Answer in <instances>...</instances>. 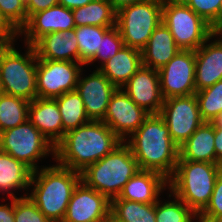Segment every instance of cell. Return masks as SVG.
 I'll use <instances>...</instances> for the list:
<instances>
[{"label": "cell", "instance_id": "6da1fadb", "mask_svg": "<svg viewBox=\"0 0 222 222\" xmlns=\"http://www.w3.org/2000/svg\"><path fill=\"white\" fill-rule=\"evenodd\" d=\"M123 141L103 121L79 126L64 134L55 145L57 164L82 172L113 151Z\"/></svg>", "mask_w": 222, "mask_h": 222}, {"label": "cell", "instance_id": "7a4b0ae2", "mask_svg": "<svg viewBox=\"0 0 222 222\" xmlns=\"http://www.w3.org/2000/svg\"><path fill=\"white\" fill-rule=\"evenodd\" d=\"M126 142L140 170L154 171L170 179L179 159V147L170 137L160 114H150Z\"/></svg>", "mask_w": 222, "mask_h": 222}, {"label": "cell", "instance_id": "3957f363", "mask_svg": "<svg viewBox=\"0 0 222 222\" xmlns=\"http://www.w3.org/2000/svg\"><path fill=\"white\" fill-rule=\"evenodd\" d=\"M40 169L32 172L28 196L51 222H62L81 172L59 164Z\"/></svg>", "mask_w": 222, "mask_h": 222}, {"label": "cell", "instance_id": "277c9868", "mask_svg": "<svg viewBox=\"0 0 222 222\" xmlns=\"http://www.w3.org/2000/svg\"><path fill=\"white\" fill-rule=\"evenodd\" d=\"M139 170L130 146L123 141L102 159L88 165L81 172V181L111 201Z\"/></svg>", "mask_w": 222, "mask_h": 222}, {"label": "cell", "instance_id": "5b68a950", "mask_svg": "<svg viewBox=\"0 0 222 222\" xmlns=\"http://www.w3.org/2000/svg\"><path fill=\"white\" fill-rule=\"evenodd\" d=\"M222 165L178 160L168 188L199 215L209 204Z\"/></svg>", "mask_w": 222, "mask_h": 222}, {"label": "cell", "instance_id": "8992f818", "mask_svg": "<svg viewBox=\"0 0 222 222\" xmlns=\"http://www.w3.org/2000/svg\"><path fill=\"white\" fill-rule=\"evenodd\" d=\"M14 44L0 47V83L2 92L29 102L37 98V55L32 45L25 54Z\"/></svg>", "mask_w": 222, "mask_h": 222}, {"label": "cell", "instance_id": "52a82bcc", "mask_svg": "<svg viewBox=\"0 0 222 222\" xmlns=\"http://www.w3.org/2000/svg\"><path fill=\"white\" fill-rule=\"evenodd\" d=\"M164 0H143L116 12L118 28L124 46L142 50L154 30L162 23Z\"/></svg>", "mask_w": 222, "mask_h": 222}, {"label": "cell", "instance_id": "ba28073f", "mask_svg": "<svg viewBox=\"0 0 222 222\" xmlns=\"http://www.w3.org/2000/svg\"><path fill=\"white\" fill-rule=\"evenodd\" d=\"M162 23L166 25L180 50L195 51L214 34V28L186 4L164 0Z\"/></svg>", "mask_w": 222, "mask_h": 222}, {"label": "cell", "instance_id": "9c48e42d", "mask_svg": "<svg viewBox=\"0 0 222 222\" xmlns=\"http://www.w3.org/2000/svg\"><path fill=\"white\" fill-rule=\"evenodd\" d=\"M0 150L23 162L32 171L39 170L36 161L55 155V146L29 120L0 132Z\"/></svg>", "mask_w": 222, "mask_h": 222}, {"label": "cell", "instance_id": "30bf717a", "mask_svg": "<svg viewBox=\"0 0 222 222\" xmlns=\"http://www.w3.org/2000/svg\"><path fill=\"white\" fill-rule=\"evenodd\" d=\"M160 115L169 129L171 139L178 147L204 122L195 94L165 99Z\"/></svg>", "mask_w": 222, "mask_h": 222}, {"label": "cell", "instance_id": "8fae6325", "mask_svg": "<svg viewBox=\"0 0 222 222\" xmlns=\"http://www.w3.org/2000/svg\"><path fill=\"white\" fill-rule=\"evenodd\" d=\"M82 63L39 60L37 63V98H51L76 90Z\"/></svg>", "mask_w": 222, "mask_h": 222}, {"label": "cell", "instance_id": "7c38bea8", "mask_svg": "<svg viewBox=\"0 0 222 222\" xmlns=\"http://www.w3.org/2000/svg\"><path fill=\"white\" fill-rule=\"evenodd\" d=\"M195 63V51L181 50L158 70L164 99L196 93Z\"/></svg>", "mask_w": 222, "mask_h": 222}, {"label": "cell", "instance_id": "4fadbf2b", "mask_svg": "<svg viewBox=\"0 0 222 222\" xmlns=\"http://www.w3.org/2000/svg\"><path fill=\"white\" fill-rule=\"evenodd\" d=\"M149 115L150 113L139 107L121 88H118L110 99L102 121L126 142V136L130 138Z\"/></svg>", "mask_w": 222, "mask_h": 222}, {"label": "cell", "instance_id": "5bb4252c", "mask_svg": "<svg viewBox=\"0 0 222 222\" xmlns=\"http://www.w3.org/2000/svg\"><path fill=\"white\" fill-rule=\"evenodd\" d=\"M111 201L80 181L73 191L62 222H96L108 219Z\"/></svg>", "mask_w": 222, "mask_h": 222}, {"label": "cell", "instance_id": "9a60e30c", "mask_svg": "<svg viewBox=\"0 0 222 222\" xmlns=\"http://www.w3.org/2000/svg\"><path fill=\"white\" fill-rule=\"evenodd\" d=\"M81 77L79 75L76 90L84 102L86 114L90 120L102 121L118 88L98 68L89 76Z\"/></svg>", "mask_w": 222, "mask_h": 222}, {"label": "cell", "instance_id": "2e32d148", "mask_svg": "<svg viewBox=\"0 0 222 222\" xmlns=\"http://www.w3.org/2000/svg\"><path fill=\"white\" fill-rule=\"evenodd\" d=\"M121 89L150 114H160L162 95L158 70L142 66Z\"/></svg>", "mask_w": 222, "mask_h": 222}, {"label": "cell", "instance_id": "e0dca14e", "mask_svg": "<svg viewBox=\"0 0 222 222\" xmlns=\"http://www.w3.org/2000/svg\"><path fill=\"white\" fill-rule=\"evenodd\" d=\"M75 27L72 9L58 4L33 14L19 33L25 34L26 45H33L45 34L73 30Z\"/></svg>", "mask_w": 222, "mask_h": 222}, {"label": "cell", "instance_id": "ac0fdd59", "mask_svg": "<svg viewBox=\"0 0 222 222\" xmlns=\"http://www.w3.org/2000/svg\"><path fill=\"white\" fill-rule=\"evenodd\" d=\"M217 36L215 33L205 43L195 50V87L196 92L211 87L222 80V39H210Z\"/></svg>", "mask_w": 222, "mask_h": 222}, {"label": "cell", "instance_id": "d6986e66", "mask_svg": "<svg viewBox=\"0 0 222 222\" xmlns=\"http://www.w3.org/2000/svg\"><path fill=\"white\" fill-rule=\"evenodd\" d=\"M39 60L79 62V49L73 30L45 34L33 45Z\"/></svg>", "mask_w": 222, "mask_h": 222}, {"label": "cell", "instance_id": "ffe728a7", "mask_svg": "<svg viewBox=\"0 0 222 222\" xmlns=\"http://www.w3.org/2000/svg\"><path fill=\"white\" fill-rule=\"evenodd\" d=\"M28 120L54 146L63 138L62 116L56 99L35 98L29 104Z\"/></svg>", "mask_w": 222, "mask_h": 222}, {"label": "cell", "instance_id": "44dd1931", "mask_svg": "<svg viewBox=\"0 0 222 222\" xmlns=\"http://www.w3.org/2000/svg\"><path fill=\"white\" fill-rule=\"evenodd\" d=\"M166 186H168V179L160 173L139 170L125 184L118 197L139 203H156L159 199L160 192L165 190Z\"/></svg>", "mask_w": 222, "mask_h": 222}, {"label": "cell", "instance_id": "7402d4cb", "mask_svg": "<svg viewBox=\"0 0 222 222\" xmlns=\"http://www.w3.org/2000/svg\"><path fill=\"white\" fill-rule=\"evenodd\" d=\"M170 29L161 23L151 34L146 46L141 50L142 64L160 70L180 52Z\"/></svg>", "mask_w": 222, "mask_h": 222}, {"label": "cell", "instance_id": "603a6c76", "mask_svg": "<svg viewBox=\"0 0 222 222\" xmlns=\"http://www.w3.org/2000/svg\"><path fill=\"white\" fill-rule=\"evenodd\" d=\"M214 137V123L203 122L179 147L178 160L216 163Z\"/></svg>", "mask_w": 222, "mask_h": 222}, {"label": "cell", "instance_id": "cb8c5ba5", "mask_svg": "<svg viewBox=\"0 0 222 222\" xmlns=\"http://www.w3.org/2000/svg\"><path fill=\"white\" fill-rule=\"evenodd\" d=\"M143 66L141 51L124 46L114 57L99 66V70L117 88L123 87Z\"/></svg>", "mask_w": 222, "mask_h": 222}, {"label": "cell", "instance_id": "d4e9b609", "mask_svg": "<svg viewBox=\"0 0 222 222\" xmlns=\"http://www.w3.org/2000/svg\"><path fill=\"white\" fill-rule=\"evenodd\" d=\"M74 23L80 26H116V11L108 0H95L72 9Z\"/></svg>", "mask_w": 222, "mask_h": 222}, {"label": "cell", "instance_id": "484cf974", "mask_svg": "<svg viewBox=\"0 0 222 222\" xmlns=\"http://www.w3.org/2000/svg\"><path fill=\"white\" fill-rule=\"evenodd\" d=\"M32 170L23 162L0 150V190H26L30 186Z\"/></svg>", "mask_w": 222, "mask_h": 222}, {"label": "cell", "instance_id": "4316f807", "mask_svg": "<svg viewBox=\"0 0 222 222\" xmlns=\"http://www.w3.org/2000/svg\"><path fill=\"white\" fill-rule=\"evenodd\" d=\"M55 99L62 116L63 137L65 133L91 121L77 90L66 92Z\"/></svg>", "mask_w": 222, "mask_h": 222}, {"label": "cell", "instance_id": "83f0119b", "mask_svg": "<svg viewBox=\"0 0 222 222\" xmlns=\"http://www.w3.org/2000/svg\"><path fill=\"white\" fill-rule=\"evenodd\" d=\"M110 214L120 222H156L155 203H139L116 197L111 200Z\"/></svg>", "mask_w": 222, "mask_h": 222}, {"label": "cell", "instance_id": "f1b7e54d", "mask_svg": "<svg viewBox=\"0 0 222 222\" xmlns=\"http://www.w3.org/2000/svg\"><path fill=\"white\" fill-rule=\"evenodd\" d=\"M29 104L24 98L0 94V132L25 123Z\"/></svg>", "mask_w": 222, "mask_h": 222}, {"label": "cell", "instance_id": "f546056e", "mask_svg": "<svg viewBox=\"0 0 222 222\" xmlns=\"http://www.w3.org/2000/svg\"><path fill=\"white\" fill-rule=\"evenodd\" d=\"M112 27L99 26H80L75 27L78 49H79V63L88 65V62L100 50L101 40L104 34Z\"/></svg>", "mask_w": 222, "mask_h": 222}, {"label": "cell", "instance_id": "4dcf8cb0", "mask_svg": "<svg viewBox=\"0 0 222 222\" xmlns=\"http://www.w3.org/2000/svg\"><path fill=\"white\" fill-rule=\"evenodd\" d=\"M175 197V200L160 204L158 200L155 203L156 222H193L198 215L190 209L179 197L172 192L169 197ZM193 218V219H192Z\"/></svg>", "mask_w": 222, "mask_h": 222}, {"label": "cell", "instance_id": "1f68e13d", "mask_svg": "<svg viewBox=\"0 0 222 222\" xmlns=\"http://www.w3.org/2000/svg\"><path fill=\"white\" fill-rule=\"evenodd\" d=\"M201 118L213 122L222 113V80L195 93Z\"/></svg>", "mask_w": 222, "mask_h": 222}, {"label": "cell", "instance_id": "d6a6232c", "mask_svg": "<svg viewBox=\"0 0 222 222\" xmlns=\"http://www.w3.org/2000/svg\"><path fill=\"white\" fill-rule=\"evenodd\" d=\"M9 198L14 197V220L15 222H51L25 194L20 198L13 192H8Z\"/></svg>", "mask_w": 222, "mask_h": 222}, {"label": "cell", "instance_id": "836d02e7", "mask_svg": "<svg viewBox=\"0 0 222 222\" xmlns=\"http://www.w3.org/2000/svg\"><path fill=\"white\" fill-rule=\"evenodd\" d=\"M124 42L122 36L116 26L110 28L103 36L100 44V50L96 52V55L88 62L101 61V66L105 64L108 59L114 57L122 48Z\"/></svg>", "mask_w": 222, "mask_h": 222}, {"label": "cell", "instance_id": "e575fe53", "mask_svg": "<svg viewBox=\"0 0 222 222\" xmlns=\"http://www.w3.org/2000/svg\"><path fill=\"white\" fill-rule=\"evenodd\" d=\"M186 5L214 29L222 21V0H190Z\"/></svg>", "mask_w": 222, "mask_h": 222}, {"label": "cell", "instance_id": "d590c367", "mask_svg": "<svg viewBox=\"0 0 222 222\" xmlns=\"http://www.w3.org/2000/svg\"><path fill=\"white\" fill-rule=\"evenodd\" d=\"M0 12L18 32L27 23L26 5L23 0H0Z\"/></svg>", "mask_w": 222, "mask_h": 222}, {"label": "cell", "instance_id": "8d00e7d4", "mask_svg": "<svg viewBox=\"0 0 222 222\" xmlns=\"http://www.w3.org/2000/svg\"><path fill=\"white\" fill-rule=\"evenodd\" d=\"M222 217V170L216 178L211 199L206 208L198 215V222H216Z\"/></svg>", "mask_w": 222, "mask_h": 222}, {"label": "cell", "instance_id": "74e56055", "mask_svg": "<svg viewBox=\"0 0 222 222\" xmlns=\"http://www.w3.org/2000/svg\"><path fill=\"white\" fill-rule=\"evenodd\" d=\"M20 36L19 32L7 21L0 12V45L7 46L14 44L16 36Z\"/></svg>", "mask_w": 222, "mask_h": 222}, {"label": "cell", "instance_id": "f35d334b", "mask_svg": "<svg viewBox=\"0 0 222 222\" xmlns=\"http://www.w3.org/2000/svg\"><path fill=\"white\" fill-rule=\"evenodd\" d=\"M27 21L35 13L58 5V0H28L26 3Z\"/></svg>", "mask_w": 222, "mask_h": 222}, {"label": "cell", "instance_id": "ab89813d", "mask_svg": "<svg viewBox=\"0 0 222 222\" xmlns=\"http://www.w3.org/2000/svg\"><path fill=\"white\" fill-rule=\"evenodd\" d=\"M0 222H15L14 197H11V205L0 204Z\"/></svg>", "mask_w": 222, "mask_h": 222}, {"label": "cell", "instance_id": "60d3db41", "mask_svg": "<svg viewBox=\"0 0 222 222\" xmlns=\"http://www.w3.org/2000/svg\"><path fill=\"white\" fill-rule=\"evenodd\" d=\"M214 146L216 154V164L222 165V128L215 127Z\"/></svg>", "mask_w": 222, "mask_h": 222}, {"label": "cell", "instance_id": "b9f144b4", "mask_svg": "<svg viewBox=\"0 0 222 222\" xmlns=\"http://www.w3.org/2000/svg\"><path fill=\"white\" fill-rule=\"evenodd\" d=\"M95 0H58L59 5H63L64 7L68 9H74L77 7H82L87 5L89 2H92Z\"/></svg>", "mask_w": 222, "mask_h": 222}, {"label": "cell", "instance_id": "7bdbcfd3", "mask_svg": "<svg viewBox=\"0 0 222 222\" xmlns=\"http://www.w3.org/2000/svg\"><path fill=\"white\" fill-rule=\"evenodd\" d=\"M108 1L112 4L113 8L117 12L123 7L129 6L131 4H135L137 2H141L143 0H108Z\"/></svg>", "mask_w": 222, "mask_h": 222}, {"label": "cell", "instance_id": "ee69618b", "mask_svg": "<svg viewBox=\"0 0 222 222\" xmlns=\"http://www.w3.org/2000/svg\"><path fill=\"white\" fill-rule=\"evenodd\" d=\"M215 127L222 128V113L213 121Z\"/></svg>", "mask_w": 222, "mask_h": 222}, {"label": "cell", "instance_id": "f6af8a7d", "mask_svg": "<svg viewBox=\"0 0 222 222\" xmlns=\"http://www.w3.org/2000/svg\"><path fill=\"white\" fill-rule=\"evenodd\" d=\"M214 33L218 36L222 35V21L221 23L214 29ZM222 38V36H220Z\"/></svg>", "mask_w": 222, "mask_h": 222}, {"label": "cell", "instance_id": "bcb514c9", "mask_svg": "<svg viewBox=\"0 0 222 222\" xmlns=\"http://www.w3.org/2000/svg\"><path fill=\"white\" fill-rule=\"evenodd\" d=\"M166 1H172L179 4H187L190 0H166Z\"/></svg>", "mask_w": 222, "mask_h": 222}, {"label": "cell", "instance_id": "7dc6e473", "mask_svg": "<svg viewBox=\"0 0 222 222\" xmlns=\"http://www.w3.org/2000/svg\"><path fill=\"white\" fill-rule=\"evenodd\" d=\"M108 222H120V221L116 220V219L110 214V216H109V218H108Z\"/></svg>", "mask_w": 222, "mask_h": 222}, {"label": "cell", "instance_id": "c3c4849f", "mask_svg": "<svg viewBox=\"0 0 222 222\" xmlns=\"http://www.w3.org/2000/svg\"><path fill=\"white\" fill-rule=\"evenodd\" d=\"M96 222H108V219L99 220V221H96Z\"/></svg>", "mask_w": 222, "mask_h": 222}, {"label": "cell", "instance_id": "681fc988", "mask_svg": "<svg viewBox=\"0 0 222 222\" xmlns=\"http://www.w3.org/2000/svg\"><path fill=\"white\" fill-rule=\"evenodd\" d=\"M216 222H222V217L219 218Z\"/></svg>", "mask_w": 222, "mask_h": 222}, {"label": "cell", "instance_id": "f907efd6", "mask_svg": "<svg viewBox=\"0 0 222 222\" xmlns=\"http://www.w3.org/2000/svg\"><path fill=\"white\" fill-rule=\"evenodd\" d=\"M3 92H2V88H1V83H0V94H2Z\"/></svg>", "mask_w": 222, "mask_h": 222}]
</instances>
